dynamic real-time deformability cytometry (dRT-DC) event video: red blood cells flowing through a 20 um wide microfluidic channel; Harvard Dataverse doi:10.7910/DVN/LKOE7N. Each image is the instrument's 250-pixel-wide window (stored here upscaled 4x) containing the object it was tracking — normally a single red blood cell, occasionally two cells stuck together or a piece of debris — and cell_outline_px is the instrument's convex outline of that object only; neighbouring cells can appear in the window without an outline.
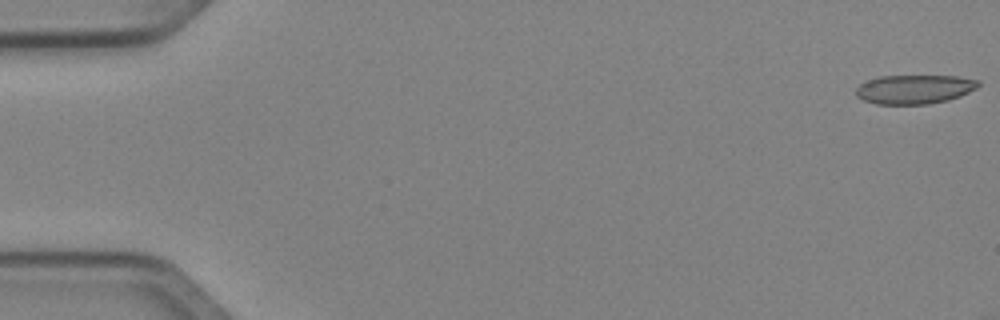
{"species": "Egyptian fruit bat (a non-hibernating species)", "species_latin": "Rousettus aegyptiacus", "temperature_condition": "cold", "stored_images_in_passage": 51, "camera_frame_rate_fps": 3000, "um_per_image_px": 0.085, "animal": {"sex": "female"}, "frame": {"image": 1, "passage_image": 1, "time_ms": 0.0, "image_size_px": [1000, 320], "cell_outline_px": [[980, 84], [976, 88], [960, 96], [948, 100], [928, 104], [876, 104], [864, 100], [856, 96], [856, 88], [860, 84], [868, 80], [880, 76], [956, 76], [980, 80]], "centroid_in_image_um": [77.73, 7.59], "position_along_channel_um": 7.3, "area_um2": 20.69}}
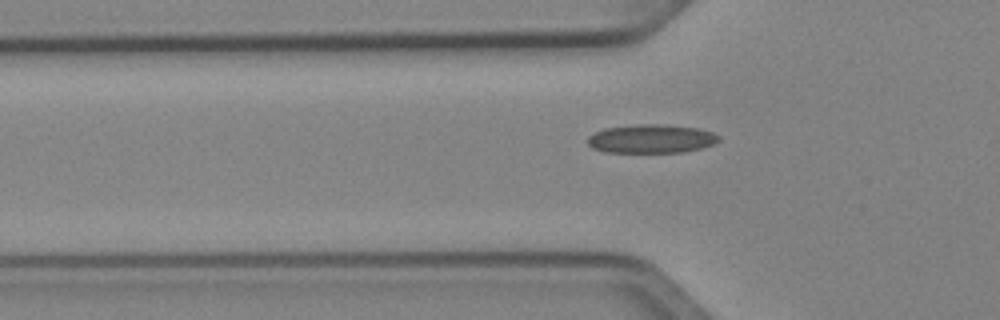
{"frame": {"image": 2, "passage_image": 17, "time_ms": 5.333, "image_size_px": [1000, 320], "cell_outline_px": [[720, 140], [712, 144], [700, 148], [684, 152], [604, 152], [592, 148], [588, 144], [588, 136], [604, 128], [640, 124], [664, 124], [696, 128], [712, 132], [720, 136]], "centroid_in_image_um": [55.35, 11.79], "position_along_channel_um": 70.5, "area_um2": 21.85}}
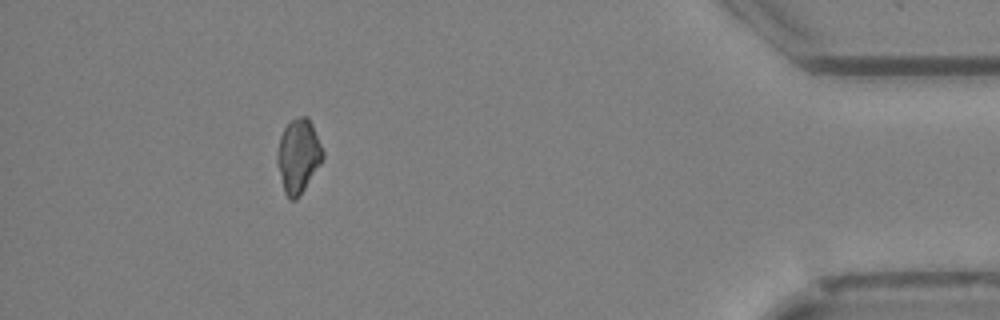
{"frame": {"image": 3, "passage_image": 46, "time_ms": 15.0, "image_size_px": [1000, 320], "cell_outline_px": [[324, 156], [320, 164], [296, 200], [288, 200], [284, 192], [276, 164], [276, 152], [280, 136], [284, 128], [292, 120], [300, 116], [308, 116], [312, 124], [324, 152]], "centroid_in_image_um": [25.33, 13.26], "position_along_channel_um": 409.9, "area_um2": 19.59}, "authors_computed_cell_mechanics": {"area_um2": 21.1548, "velocity_mm_per_s": 4.0523, "shape_relaxation_time_tau1_ms": null, "shape_relaxation_time_tau2_ms": 3.8272, "deformation_change_tau1": null, "deformation_change_tau2": 0.084}}